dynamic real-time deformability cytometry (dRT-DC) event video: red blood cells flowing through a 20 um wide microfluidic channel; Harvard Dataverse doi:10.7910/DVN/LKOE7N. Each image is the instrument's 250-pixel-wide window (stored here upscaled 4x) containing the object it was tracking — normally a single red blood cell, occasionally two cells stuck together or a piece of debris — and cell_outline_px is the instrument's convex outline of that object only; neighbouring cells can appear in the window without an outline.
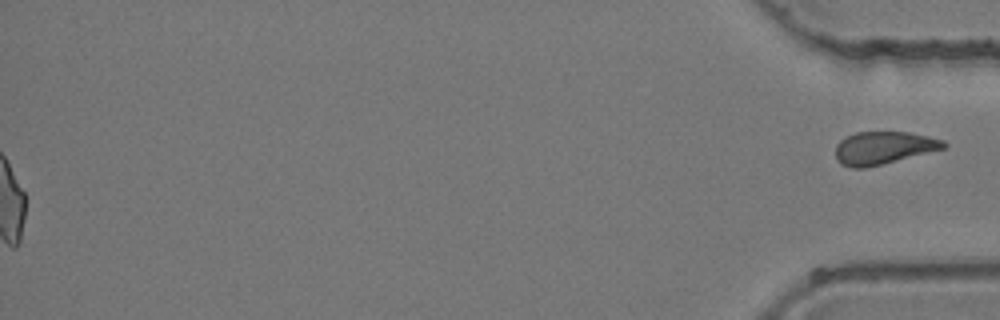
{"species": "common noctule bat (a hibernating species)", "species_latin": "Nyctalus noctula", "temperature_condition": "room temperature", "stored_images_in_passage": 48, "segment_of_instrument_passage": [2, 2], "camera_frame_rate_fps": 3000, "um_per_image_px": 0.085, "animal": {"sex": "female", "body_mass_g": 24.6, "forearm_length_mm": 56.2}, "frame": {"image": 1, "passage_image": 48, "time_ms": 15.667, "image_size_px": [1000, 320], "cell_outline_px": [[948, 148], [864, 168], [852, 168], [840, 164], [836, 160], [836, 144], [840, 140], [856, 132], [908, 132], [928, 136], [944, 140], [948, 144]], "centroid_in_image_um": [75.12, 12.57], "position_along_channel_um": 360.1, "area_um2": 20.69}}